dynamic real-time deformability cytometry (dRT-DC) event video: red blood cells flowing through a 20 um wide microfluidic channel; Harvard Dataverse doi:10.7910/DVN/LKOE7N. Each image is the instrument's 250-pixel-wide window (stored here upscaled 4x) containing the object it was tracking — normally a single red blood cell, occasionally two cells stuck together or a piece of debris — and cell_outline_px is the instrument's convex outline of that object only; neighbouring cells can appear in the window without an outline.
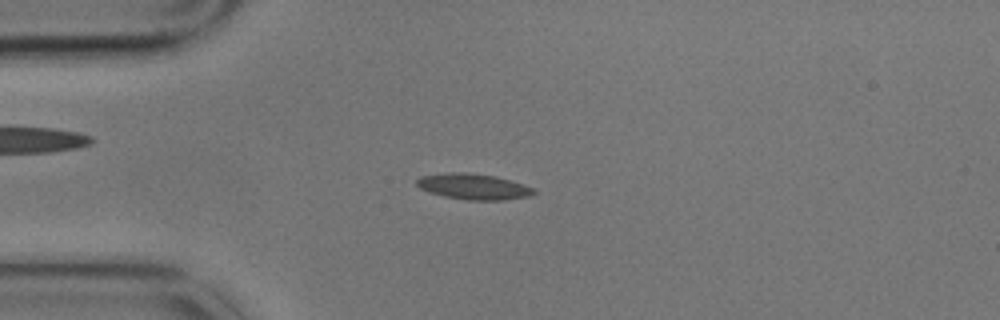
{"species": "common noctule bat (a hibernating species)", "species_latin": "Nyctalus noctula", "temperature_condition": "cold", "stored_images_in_passage": 9, "camera_frame_rate_fps": 3000, "um_per_image_px": 0.085, "animal": {"sex": "male", "body_mass_g": 17.9}, "frame": {"image": 1, "passage_image": 4, "time_ms": 1.0, "image_size_px": [1000, 320], "cell_outline_px": [[536, 192], [528, 196], [504, 200], [468, 200], [444, 196], [420, 188], [416, 184], [416, 180], [420, 176], [448, 172], [464, 172], [496, 176], [532, 188]], "centroid_in_image_um": [40.2, 15.85], "position_along_channel_um": 44.8, "area_um2": 17.28}}
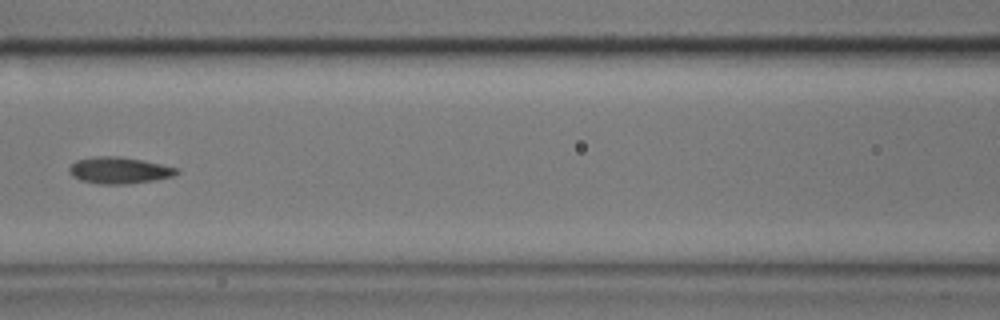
{"frame": {"image": 2, "passage_image": 7, "time_ms": 2.0, "image_size_px": [1000, 320], "cell_outline_px": [[180, 172], [172, 176], [156, 180], [128, 184], [96, 184], [80, 180], [72, 176], [68, 172], [68, 168], [76, 160], [96, 156], [120, 156], [144, 160], [180, 168]], "centroid_in_image_um": [10.14, 14.48], "position_along_channel_um": 156.5, "area_um2": 16.94}}